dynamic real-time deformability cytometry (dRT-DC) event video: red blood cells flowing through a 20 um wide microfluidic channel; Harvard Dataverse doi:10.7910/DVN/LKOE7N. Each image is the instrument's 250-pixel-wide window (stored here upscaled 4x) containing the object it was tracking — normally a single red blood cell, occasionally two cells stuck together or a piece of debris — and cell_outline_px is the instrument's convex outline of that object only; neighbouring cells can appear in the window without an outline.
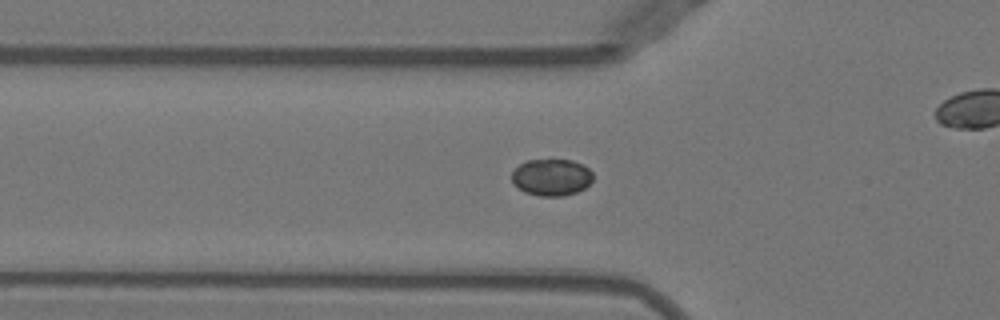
{"species": "Egyptian fruit bat (a non-hibernating species)", "species_latin": "Rousettus aegyptiacus", "temperature_condition": "warm", "stored_images_in_passage": 47, "camera_frame_rate_fps": 3000, "um_per_image_px": 0.085, "animal": {"sex": "female"}, "frame": {"image": 1, "passage_image": 12, "time_ms": 3.667, "image_size_px": [1000, 320], "cell_outline_px": [[592, 180], [584, 188], [576, 192], [564, 196], [536, 196], [524, 192], [512, 184], [512, 172], [520, 164], [528, 160], [572, 160], [584, 164], [592, 172]], "centroid_in_image_um": [46.86, 15.08], "position_along_channel_um": 78.9, "area_um2": 17.51}}
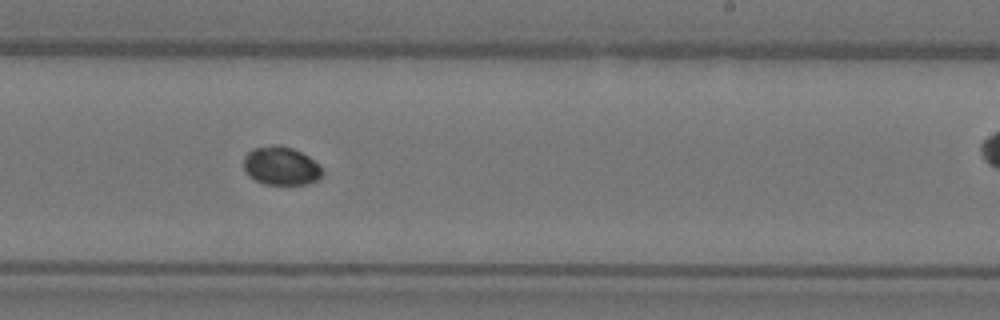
{"frame": {"image": 2, "passage_image": 26, "time_ms": 8.333, "image_size_px": [1000, 320], "cell_outline_px": [[324, 172], [316, 180], [308, 184], [264, 184], [248, 176], [244, 172], [244, 156], [252, 148], [272, 144], [280, 144], [292, 148], [308, 156], [320, 164]], "centroid_in_image_um": [23.87, 14.09], "position_along_channel_um": 265.1, "area_um2": 17.86}}
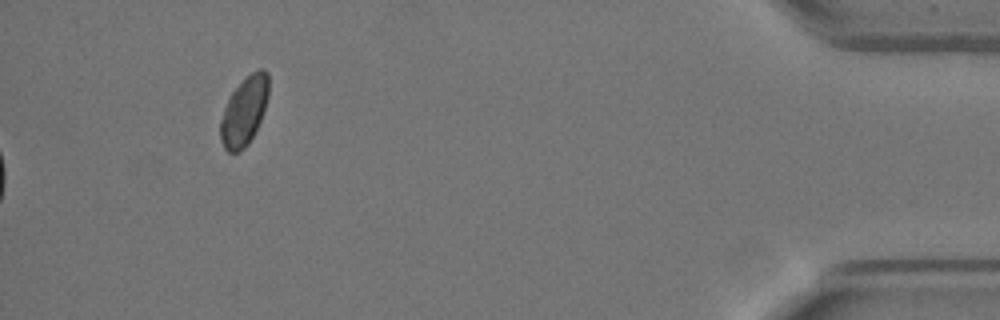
{"frame": {"image": 3, "passage_image": 47, "time_ms": 15.333, "image_size_px": [1000, 320], "cell_outline_px": [[268, 96], [260, 120], [248, 144], [240, 152], [228, 152], [224, 148], [220, 140], [220, 120], [224, 108], [232, 92], [252, 72], [260, 68], [264, 68], [268, 72]], "centroid_in_image_um": [20.74, 9.46], "position_along_channel_um": 414.5, "area_um2": 18.96}}